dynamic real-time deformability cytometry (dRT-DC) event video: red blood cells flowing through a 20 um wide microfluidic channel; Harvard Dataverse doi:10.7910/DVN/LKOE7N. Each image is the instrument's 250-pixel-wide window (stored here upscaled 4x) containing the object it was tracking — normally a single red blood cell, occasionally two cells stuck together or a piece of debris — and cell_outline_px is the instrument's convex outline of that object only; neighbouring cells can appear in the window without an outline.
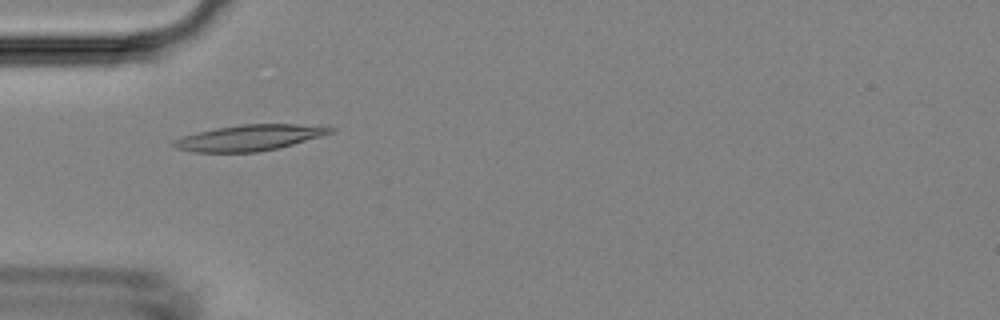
{"species": "Egyptian fruit bat (a non-hibernating species)", "species_latin": "Rousettus aegyptiacus", "temperature_condition": "room temperature", "stored_images_in_passage": 7, "camera_frame_rate_fps": 3000, "um_per_image_px": 0.085, "animal": {"sex": "female"}, "frame": {"image": 1, "passage_image": 5, "time_ms": 4.667, "image_size_px": [1000, 320], "cell_outline_px": [[336, 128], [332, 132], [320, 136], [280, 148], [260, 152], [192, 152], [176, 148], [172, 144], [172, 140], [196, 132], [216, 128], [244, 124], [296, 124]], "centroid_in_image_um": [21.16, 11.71], "position_along_channel_um": 63.8, "area_um2": 23.47}}